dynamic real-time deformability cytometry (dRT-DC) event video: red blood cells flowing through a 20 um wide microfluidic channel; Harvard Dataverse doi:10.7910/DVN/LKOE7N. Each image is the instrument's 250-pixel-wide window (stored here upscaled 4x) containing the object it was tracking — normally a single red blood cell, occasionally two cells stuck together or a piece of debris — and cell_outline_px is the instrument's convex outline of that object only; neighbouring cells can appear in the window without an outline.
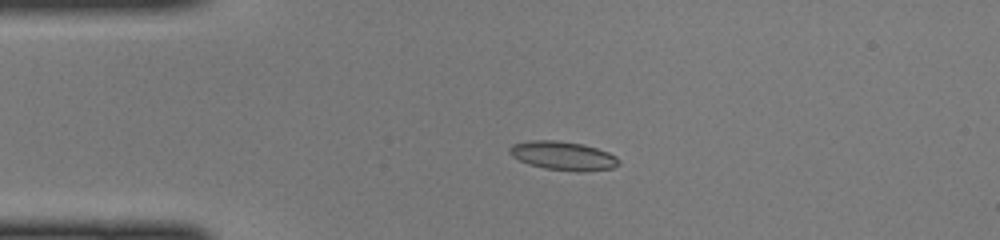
{"species": "common noctule bat (a hibernating species)", "species_latin": "Nyctalus noctula", "temperature_condition": "cold", "stored_images_in_passage": 39, "camera_frame_rate_fps": 3000, "um_per_image_px": 0.085, "animal": {"sex": "female", "body_mass_g": 22.0, "forearm_length_mm": 56.7}, "frame": {"image": 1, "passage_image": 3, "time_ms": 0.667, "image_size_px": [1000, 240], "cell_outline_px": [[620, 164], [612, 168], [584, 172], [580, 172], [544, 168], [528, 164], [512, 156], [508, 152], [508, 148], [512, 144], [528, 140], [556, 140], [584, 144], [608, 152], [616, 156], [620, 160]], "centroid_in_image_um": [47.86, 13.23], "position_along_channel_um": 37.1, "area_um2": 18.5}}
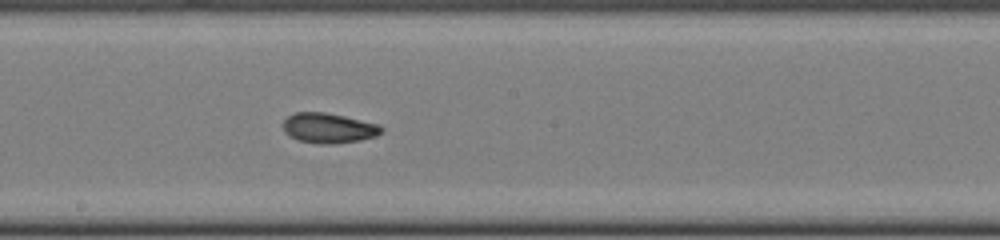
{"frame": {"image": 2, "passage_image": 18, "time_ms": 5.667, "image_size_px": [1000, 240], "cell_outline_px": [[384, 132], [376, 136], [360, 140], [332, 144], [316, 144], [296, 140], [288, 136], [284, 132], [280, 124], [288, 116], [296, 112], [324, 112], [344, 116], [380, 124], [384, 128]], "centroid_in_image_um": [27.91, 10.89], "position_along_channel_um": 220.3, "area_um2": 17.63}}
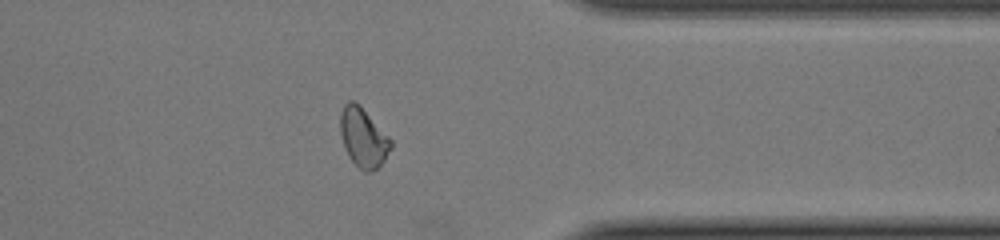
{"frame": {"image": 3, "passage_image": 30, "time_ms": 9.667, "image_size_px": [1000, 240], "cell_outline_px": [[392, 148], [384, 160], [372, 172], [364, 172], [348, 156], [344, 148], [340, 132], [340, 112], [344, 104], [348, 100], [352, 100], [360, 104], [392, 140]], "centroid_in_image_um": [30.87, 11.67], "position_along_channel_um": 380.5, "area_um2": 17.57}}